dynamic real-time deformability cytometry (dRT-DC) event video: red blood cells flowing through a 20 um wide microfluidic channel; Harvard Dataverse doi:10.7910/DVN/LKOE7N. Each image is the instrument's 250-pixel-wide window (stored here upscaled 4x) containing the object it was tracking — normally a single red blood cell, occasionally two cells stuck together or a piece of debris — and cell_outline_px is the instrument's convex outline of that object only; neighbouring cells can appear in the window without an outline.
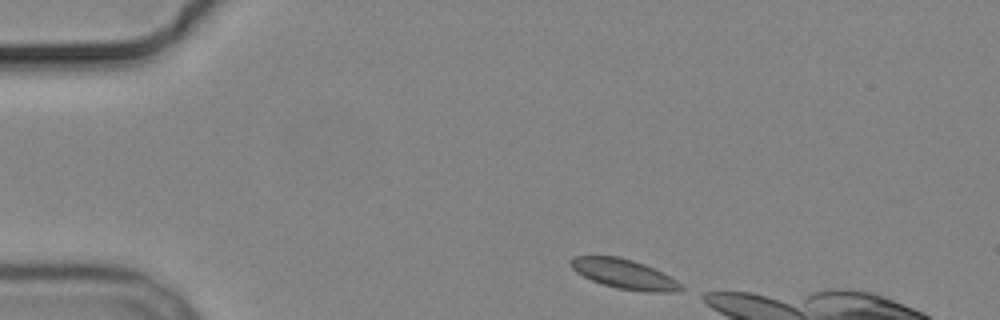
{"species": "common noctule bat (a hibernating species)", "species_latin": "Nyctalus noctula", "temperature_condition": "cold", "stored_images_in_passage": 4, "camera_frame_rate_fps": 3000, "um_per_image_px": 0.085, "animal": {"sex": "male", "body_mass_g": 19.2, "forearm_length_mm": 51.8}, "frame": {"image": 1, "passage_image": 1, "time_ms": 0.0, "image_size_px": [1000, 320], "cell_outline_px": [[684, 288], [680, 292], [644, 292], [616, 288], [592, 280], [576, 272], [568, 264], [568, 260], [572, 256], [620, 256], [644, 264], [676, 280]], "centroid_in_image_um": [53.02, 23.29], "position_along_channel_um": 32.0, "area_um2": 19.02}}